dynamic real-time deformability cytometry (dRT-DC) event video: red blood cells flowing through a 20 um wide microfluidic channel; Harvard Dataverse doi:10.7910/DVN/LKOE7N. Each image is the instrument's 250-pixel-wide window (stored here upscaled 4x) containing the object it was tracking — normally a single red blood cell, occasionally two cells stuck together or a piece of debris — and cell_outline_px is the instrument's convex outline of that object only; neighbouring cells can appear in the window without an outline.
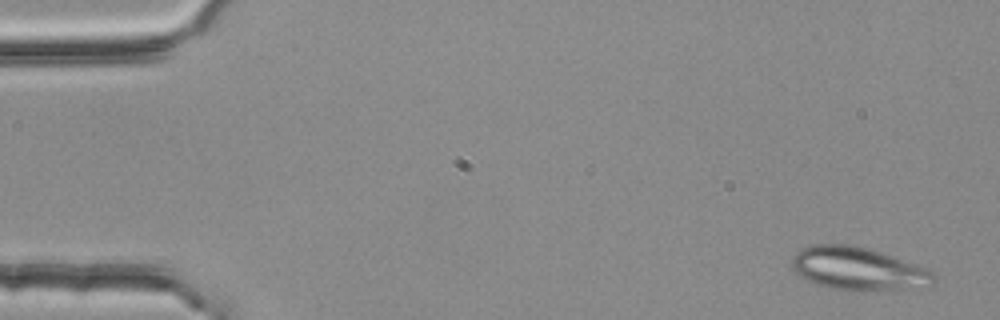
{"species": "common noctule bat (a hibernating species)", "species_latin": "Nyctalus noctula", "temperature_condition": "room temperature", "stored_images_in_passage": 3, "camera_frame_rate_fps": 3000, "um_per_image_px": 0.085, "animal": {"sex": "female", "body_mass_g": 25.1}, "frame": {"image": 1, "passage_image": 1, "time_ms": 0.0, "image_size_px": [1000, 320], "cell_outline_px": [[936, 280], [928, 288], [860, 292], [828, 288], [808, 280], [800, 276], [792, 268], [792, 256], [796, 252], [804, 248], [816, 244], [848, 244], [864, 248], [928, 268], [936, 276]], "centroid_in_image_um": [72.99, 22.89], "position_along_channel_um": 12.0, "area_um2": 35.78}}